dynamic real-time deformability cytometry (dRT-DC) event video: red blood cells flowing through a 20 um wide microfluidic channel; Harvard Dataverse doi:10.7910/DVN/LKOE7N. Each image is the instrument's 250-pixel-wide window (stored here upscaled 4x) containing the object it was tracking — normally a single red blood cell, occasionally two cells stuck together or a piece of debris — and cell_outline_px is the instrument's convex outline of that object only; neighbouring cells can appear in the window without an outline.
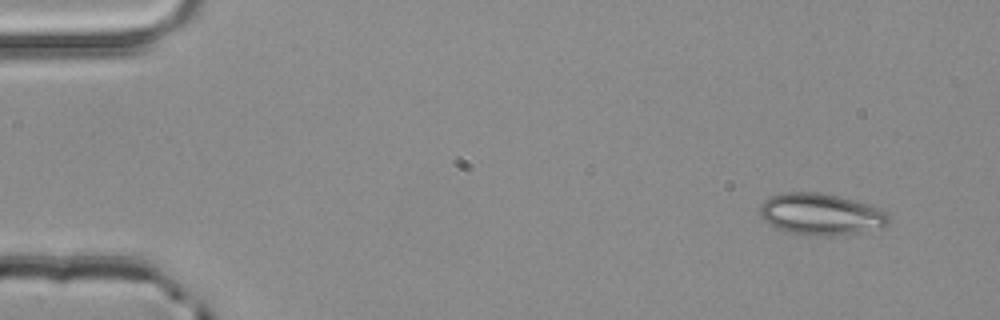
{"species": "common noctule bat (a hibernating species)", "species_latin": "Nyctalus noctula", "temperature_condition": "room temperature", "stored_images_in_passage": 4, "camera_frame_rate_fps": 3000, "um_per_image_px": 0.085, "animal": {"sex": "male", "body_mass_g": 20.4}, "frame": {"image": 1, "passage_image": 1, "time_ms": 0.0, "image_size_px": [1000, 320], "cell_outline_px": [[888, 224], [884, 228], [860, 232], [788, 232], [776, 228], [768, 224], [760, 216], [760, 204], [764, 200], [772, 196], [784, 192], [820, 192], [868, 204], [884, 212], [888, 216]], "centroid_in_image_um": [69.73, 18.15], "position_along_channel_um": 15.3, "area_um2": 29.88}}